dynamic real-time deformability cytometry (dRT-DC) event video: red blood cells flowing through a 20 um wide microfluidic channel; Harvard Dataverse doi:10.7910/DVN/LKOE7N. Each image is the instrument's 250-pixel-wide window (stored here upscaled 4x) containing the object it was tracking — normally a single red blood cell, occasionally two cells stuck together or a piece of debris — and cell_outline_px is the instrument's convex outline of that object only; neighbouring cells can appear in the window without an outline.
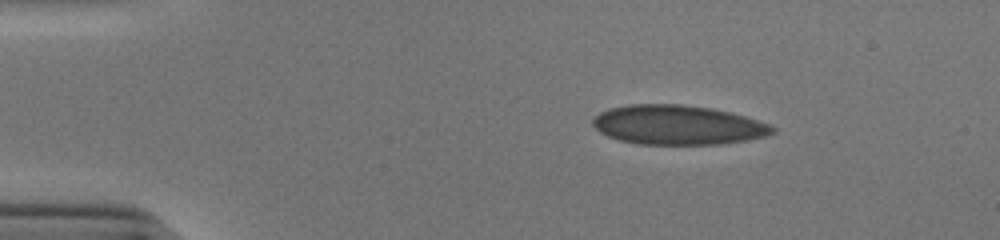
{"species": "human", "species_latin": "Homo sapiens", "temperature_condition": "cold", "stored_images_in_passage": 44, "camera_frame_rate_fps": 3000, "um_per_image_px": 0.085, "donor": {"sex": "male"}, "frame": {"image": 1, "passage_image": 1, "time_ms": 0.0, "image_size_px": [1000, 240], "cell_outline_px": [[776, 132], [764, 136], [748, 140], [720, 144], [640, 144], [620, 140], [608, 136], [600, 132], [592, 124], [592, 120], [600, 112], [612, 108], [628, 104], [680, 104], [712, 108], [744, 116], [768, 124], [776, 128]], "centroid_in_image_um": [57.61, 10.62], "position_along_channel_um": 27.4, "area_um2": 41.1}}
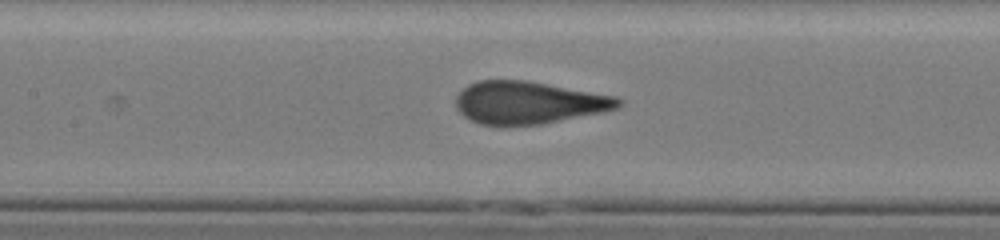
{"frame": {"image": 2, "passage_image": 17, "time_ms": 5.333, "image_size_px": [1000, 240], "cell_outline_px": [[624, 104], [620, 108], [544, 124], [480, 124], [464, 116], [456, 108], [456, 96], [468, 84], [476, 80], [524, 80], [616, 96], [624, 100]], "centroid_in_image_um": [44.96, 8.71], "position_along_channel_um": 162.4, "area_um2": 40.0}}
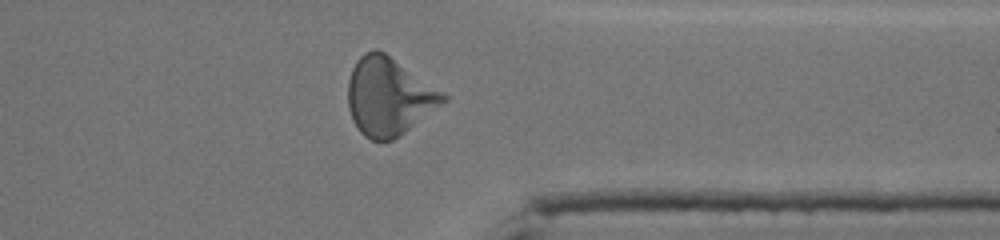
{"frame": {"image": 3, "passage_image": 34, "time_ms": 11.0, "image_size_px": [1000, 240], "cell_outline_px": [[448, 100], [400, 136], [392, 140], [372, 140], [364, 136], [360, 132], [352, 120], [348, 108], [348, 80], [352, 68], [356, 60], [364, 52], [372, 48], [376, 48], [384, 52], [444, 92], [448, 96]], "centroid_in_image_um": [33.03, 8.2], "position_along_channel_um": 378.4, "area_um2": 43.23}, "authors_computed_cell_mechanics": {"area_um2": 41.1536, "velocity_mm_per_s": 3.8931, "shape_relaxation_time_tau1_ms": 6.2616, "shape_relaxation_time_tau2_ms": null, "deformation_change_tau1": 0.1907, "deformation_change_tau2": null}}